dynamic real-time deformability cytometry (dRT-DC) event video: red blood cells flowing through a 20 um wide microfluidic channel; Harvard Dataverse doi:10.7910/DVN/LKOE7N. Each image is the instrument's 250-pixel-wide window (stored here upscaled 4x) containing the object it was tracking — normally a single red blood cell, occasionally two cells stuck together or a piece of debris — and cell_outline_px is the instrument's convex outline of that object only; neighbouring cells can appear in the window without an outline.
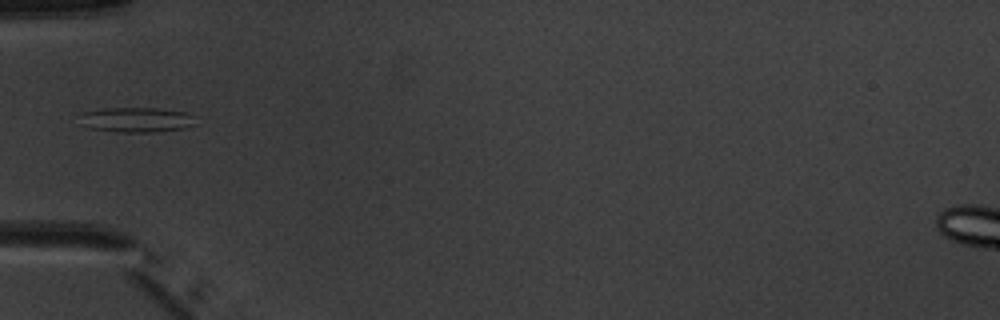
{"species": "common noctule bat (a hibernating species)", "species_latin": "Nyctalus noctula", "temperature_condition": "warm", "stored_images_in_passage": 5, "camera_frame_rate_fps": 3000, "um_per_image_px": 0.085, "animal": {"sex": "male", "body_mass_g": 20.1, "forearm_length_mm": 53.5}, "frame": {"image": 1, "passage_image": 5, "time_ms": 4.667, "image_size_px": [1000, 320], "cell_outline_px": [[196, 124], [184, 128], [152, 132], [116, 132], [88, 128], [80, 112], [104, 108], [156, 108], [184, 112]], "centroid_in_image_um": [11.56, 10.18], "position_along_channel_um": 73.4, "area_um2": 16.42}}